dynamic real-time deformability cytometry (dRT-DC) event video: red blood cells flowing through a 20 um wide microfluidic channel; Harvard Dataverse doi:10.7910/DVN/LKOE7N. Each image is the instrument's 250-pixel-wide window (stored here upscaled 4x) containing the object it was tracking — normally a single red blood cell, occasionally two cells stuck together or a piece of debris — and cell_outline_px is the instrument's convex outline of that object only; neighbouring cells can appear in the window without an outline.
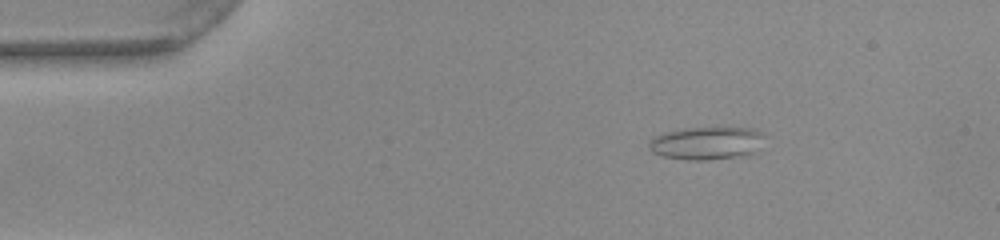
{"species": "common noctule bat (a hibernating species)", "species_latin": "Nyctalus noctula", "temperature_condition": "warm", "stored_images_in_passage": 44, "camera_frame_rate_fps": 3000, "um_per_image_px": 0.085, "animal": {"sex": "female", "body_mass_g": 22.0, "forearm_length_mm": 56.7}, "frame": {"image": 1, "passage_image": 1, "time_ms": 0.0, "image_size_px": [1000, 240], "cell_outline_px": [[768, 136], [756, 152], [740, 156], [708, 160], [688, 160], [664, 156], [652, 152], [648, 148], [648, 144], [652, 136], [664, 132], [684, 128], [720, 124], [748, 128], [760, 132]], "centroid_in_image_um": [60.1, 12.11], "position_along_channel_um": 24.9, "area_um2": 23.29}}
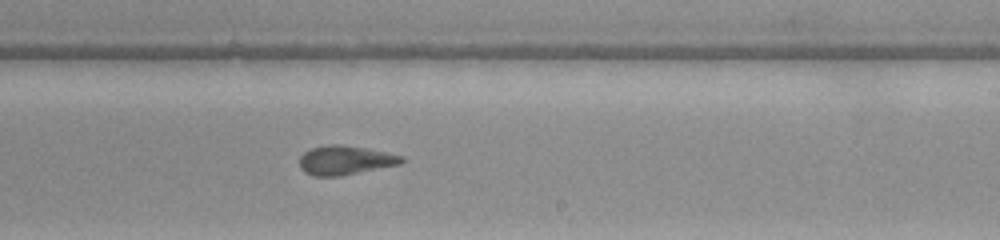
{"frame": {"image": 2, "passage_image": 24, "time_ms": 7.667, "image_size_px": [1000, 240], "cell_outline_px": [[404, 160], [400, 164], [340, 176], [316, 176], [304, 172], [300, 168], [300, 156], [304, 152], [312, 148], [328, 144], [340, 144], [364, 148], [404, 156]], "centroid_in_image_um": [29.32, 13.62], "position_along_channel_um": 259.7, "area_um2": 17.17}}
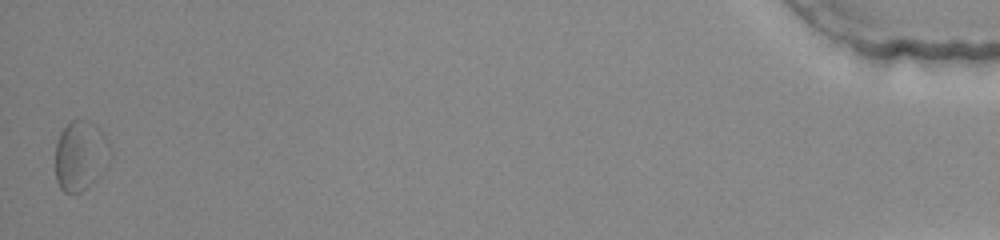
{"frame": {"image": 3, "passage_image": 44, "time_ms": 14.333, "image_size_px": [1000, 240], "cell_outline_px": [[104, 136], [100, 176], [80, 192], [64, 192], [60, 188], [56, 180], [56, 144], [60, 132], [72, 120], [88, 120]], "centroid_in_image_um": [6.68, 13.25], "position_along_channel_um": 428.5, "area_um2": 20.52}, "authors_computed_cell_mechanics": {"area_um2": 17.1955, "velocity_mm_per_s": 3.9698, "shape_relaxation_time_tau1_ms": null, "shape_relaxation_time_tau2_ms": 4.1906, "deformation_change_tau1": null, "deformation_change_tau2": 0.1383}}